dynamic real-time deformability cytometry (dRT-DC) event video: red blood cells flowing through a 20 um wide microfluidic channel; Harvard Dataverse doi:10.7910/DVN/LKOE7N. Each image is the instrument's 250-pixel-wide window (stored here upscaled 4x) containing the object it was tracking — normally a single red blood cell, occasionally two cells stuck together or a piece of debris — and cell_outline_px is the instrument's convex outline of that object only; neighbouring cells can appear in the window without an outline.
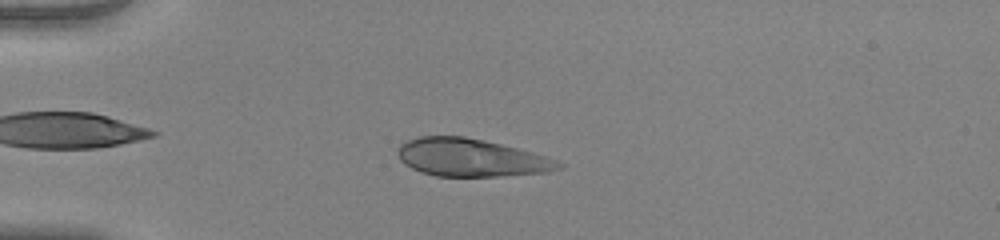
{"species": "human", "species_latin": "Homo sapiens", "temperature_condition": "warm", "stored_images_in_passage": 49, "camera_frame_rate_fps": 3000, "um_per_image_px": 0.085, "donor": {"sex": "female"}, "frame": {"image": 1, "passage_image": 11, "time_ms": 3.333, "image_size_px": [1000, 240], "cell_outline_px": [[564, 168], [548, 172], [496, 176], [436, 176], [420, 172], [404, 164], [400, 160], [396, 152], [400, 144], [408, 140], [420, 136], [464, 136], [484, 140], [532, 152], [556, 160], [564, 164]], "centroid_in_image_um": [40.01, 13.4], "position_along_channel_um": 45.0, "area_um2": 35.37}}
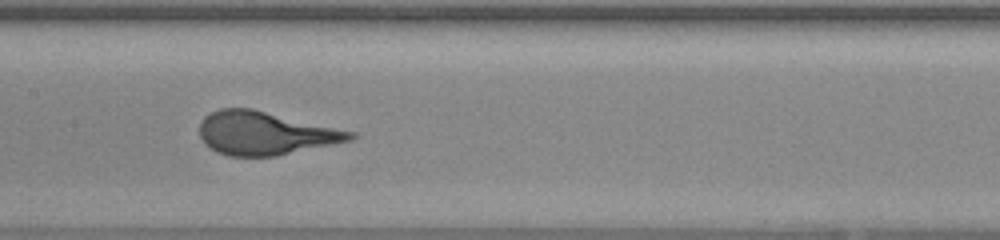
{"frame": {"image": 2, "passage_image": 24, "time_ms": 7.667, "image_size_px": [1000, 240], "cell_outline_px": [[356, 136], [352, 140], [276, 156], [228, 156], [216, 152], [204, 144], [200, 136], [200, 124], [204, 116], [220, 108], [252, 108], [356, 132]], "centroid_in_image_um": [22.53, 11.32], "position_along_channel_um": 184.9, "area_um2": 38.03}}
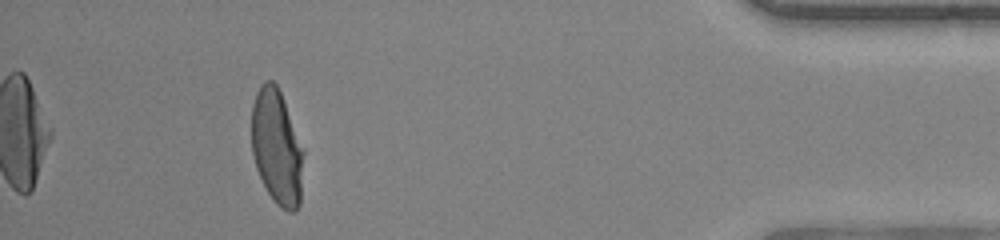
{"frame": {"image": 3, "passage_image": 45, "time_ms": 14.667, "image_size_px": [1000, 240], "cell_outline_px": [[304, 152], [300, 204], [292, 212], [288, 212], [276, 204], [268, 192], [256, 168], [252, 152], [252, 104], [256, 92], [260, 84], [264, 80], [272, 80], [276, 84], [280, 92], [304, 148]], "centroid_in_image_um": [23.53, 12.5], "position_along_channel_um": 411.7, "area_um2": 34.91}}